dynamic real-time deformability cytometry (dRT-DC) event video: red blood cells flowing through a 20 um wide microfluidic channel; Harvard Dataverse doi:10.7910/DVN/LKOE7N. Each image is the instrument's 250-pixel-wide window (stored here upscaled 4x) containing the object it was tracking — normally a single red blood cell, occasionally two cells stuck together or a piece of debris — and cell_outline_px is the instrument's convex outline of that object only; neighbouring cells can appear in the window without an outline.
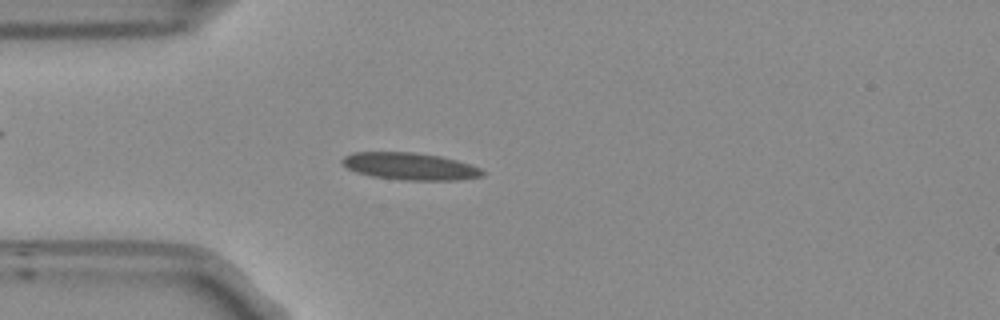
{"species": "Egyptian fruit bat (a non-hibernating species)", "species_latin": "Rousettus aegyptiacus", "temperature_condition": "room temperature", "stored_images_in_passage": 52, "camera_frame_rate_fps": 3000, "um_per_image_px": 0.085, "frame": {"image": 1, "passage_image": 13, "time_ms": 4.0, "image_size_px": [1000, 320], "cell_outline_px": [[488, 172], [484, 176], [456, 180], [404, 180], [372, 176], [356, 172], [348, 168], [340, 160], [344, 156], [352, 152], [412, 152], [440, 156], [456, 160], [480, 168]], "centroid_in_image_um": [34.86, 14.13], "position_along_channel_um": 50.1, "area_um2": 22.2}}
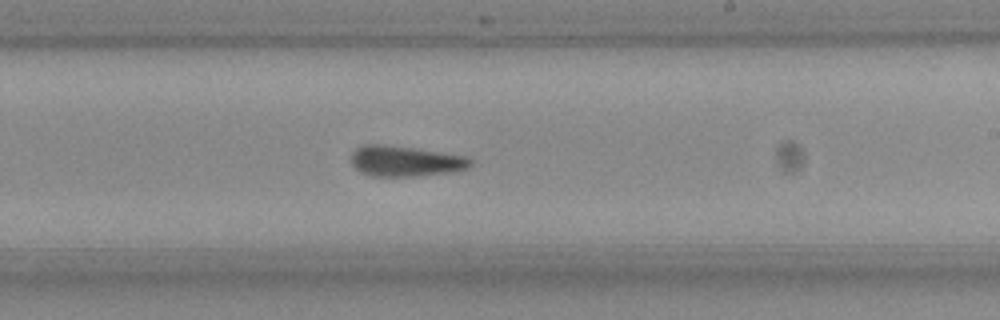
{"frame": {"image": 2, "passage_image": 30, "time_ms": 9.667, "image_size_px": [1000, 320], "cell_outline_px": [[472, 164], [468, 168], [456, 172], [416, 176], [372, 176], [356, 168], [352, 164], [352, 152], [356, 148], [364, 144], [384, 144], [416, 148], [468, 156], [472, 160]], "centroid_in_image_um": [34.51, 13.69], "position_along_channel_um": 254.5, "area_um2": 21.44}}
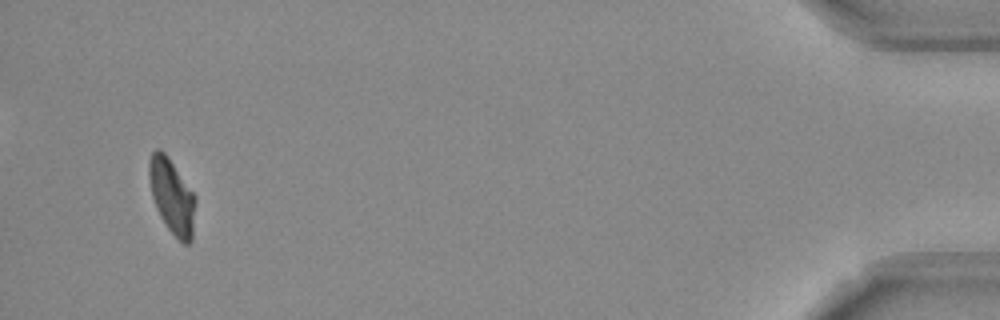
{"frame": {"image": 3, "passage_image": 50, "time_ms": 16.333, "image_size_px": [1000, 320], "cell_outline_px": [[196, 200], [192, 240], [188, 244], [184, 244], [168, 228], [160, 216], [156, 208], [152, 196], [148, 176], [148, 160], [152, 152], [156, 148], [160, 148], [168, 156], [196, 196]], "centroid_in_image_um": [14.61, 16.65], "position_along_channel_um": 420.6, "area_um2": 20.35}, "authors_computed_cell_mechanics": {"area_um2": 21.1548, "velocity_mm_per_s": 3.738, "shape_relaxation_time_tau1_ms": null, "shape_relaxation_time_tau2_ms": 6.4824, "deformation_change_tau1": null, "deformation_change_tau2": 0.1116}}